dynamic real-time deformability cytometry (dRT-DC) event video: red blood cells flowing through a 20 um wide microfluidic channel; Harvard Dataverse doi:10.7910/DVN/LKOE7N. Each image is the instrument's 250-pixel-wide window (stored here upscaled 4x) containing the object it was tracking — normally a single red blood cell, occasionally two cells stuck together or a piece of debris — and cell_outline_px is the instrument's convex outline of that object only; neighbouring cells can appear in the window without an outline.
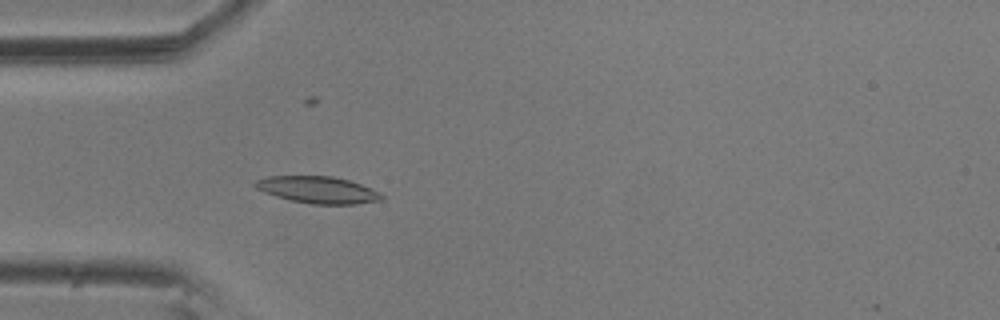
{"species": "common noctule bat (a hibernating species)", "species_latin": "Nyctalus noctula", "temperature_condition": "room temperature", "stored_images_in_passage": 5, "camera_frame_rate_fps": 3000, "um_per_image_px": 0.085, "animal": {"sex": "male", "body_mass_g": 20.5, "forearm_length_mm": 52.5}, "frame": {"image": 1, "passage_image": 5, "time_ms": 1.333, "image_size_px": [1000, 320], "cell_outline_px": [[384, 200], [356, 204], [312, 204], [292, 200], [276, 196], [264, 192], [256, 188], [252, 184], [256, 180], [268, 176], [332, 176], [348, 180], [360, 184], [380, 192], [384, 196]], "centroid_in_image_um": [27.03, 16.13], "position_along_channel_um": 58.0, "area_um2": 19.77}}